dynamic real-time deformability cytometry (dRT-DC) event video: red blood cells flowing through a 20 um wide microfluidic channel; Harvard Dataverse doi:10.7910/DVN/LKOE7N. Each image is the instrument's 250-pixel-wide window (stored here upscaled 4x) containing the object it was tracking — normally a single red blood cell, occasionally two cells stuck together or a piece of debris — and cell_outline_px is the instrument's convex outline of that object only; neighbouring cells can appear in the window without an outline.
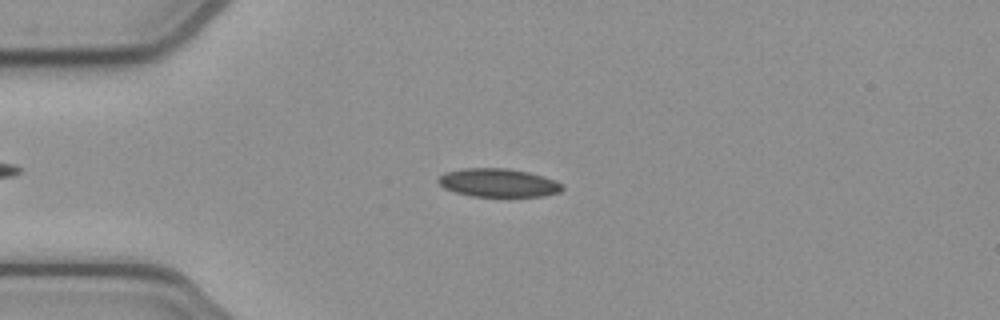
{"species": "common noctule bat (a hibernating species)", "species_latin": "Nyctalus noctula", "temperature_condition": "cold", "stored_images_in_passage": 51, "camera_frame_rate_fps": 3000, "um_per_image_px": 0.085, "animal": {"sex": "female", "body_mass_g": 21.9}, "frame": {"image": 1, "passage_image": 12, "time_ms": 3.667, "image_size_px": [1000, 320], "cell_outline_px": [[564, 188], [560, 192], [544, 196], [472, 196], [456, 192], [444, 188], [436, 180], [444, 172], [464, 168], [508, 168], [528, 172], [544, 176], [556, 180], [564, 184]], "centroid_in_image_um": [42.38, 15.53], "position_along_channel_um": 42.6, "area_um2": 20.63}}
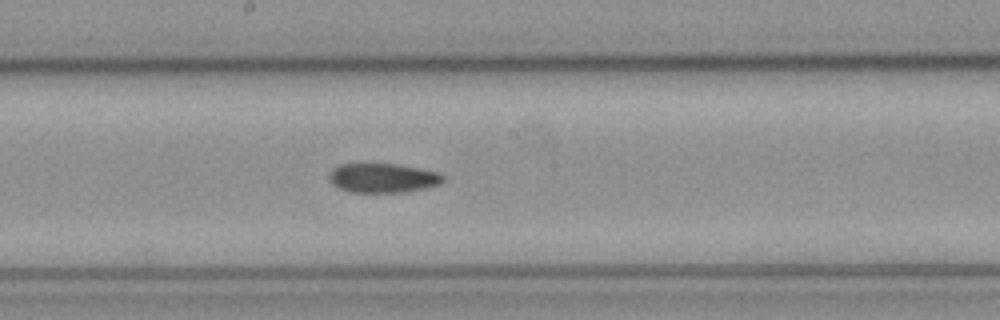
{"frame": {"image": 2, "passage_image": 27, "time_ms": 8.667, "image_size_px": [1000, 320], "cell_outline_px": [[444, 180], [440, 184], [408, 192], [348, 192], [332, 184], [328, 180], [328, 172], [332, 168], [340, 164], [396, 164], [440, 172], [444, 176]], "centroid_in_image_um": [32.52, 15.13], "position_along_channel_um": 215.7, "area_um2": 19.65}}
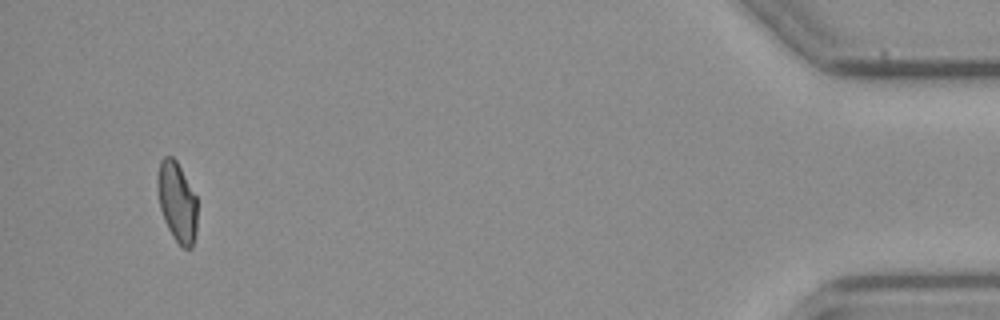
{"frame": {"image": 3, "passage_image": 49, "time_ms": 16.0, "image_size_px": [1000, 320], "cell_outline_px": [[196, 232], [192, 248], [184, 248], [176, 240], [168, 228], [164, 220], [160, 208], [156, 188], [156, 180], [160, 160], [164, 156], [172, 156], [176, 160], [196, 196]], "centroid_in_image_um": [15.02, 17.13], "position_along_channel_um": 420.2, "area_um2": 18.5}, "authors_computed_cell_mechanics": {"area_um2": 19.7676, "velocity_mm_per_s": 3.888, "shape_relaxation_time_tau1_ms": null, "shape_relaxation_time_tau2_ms": 7.1833, "deformation_change_tau1": null, "deformation_change_tau2": 0.1073}}